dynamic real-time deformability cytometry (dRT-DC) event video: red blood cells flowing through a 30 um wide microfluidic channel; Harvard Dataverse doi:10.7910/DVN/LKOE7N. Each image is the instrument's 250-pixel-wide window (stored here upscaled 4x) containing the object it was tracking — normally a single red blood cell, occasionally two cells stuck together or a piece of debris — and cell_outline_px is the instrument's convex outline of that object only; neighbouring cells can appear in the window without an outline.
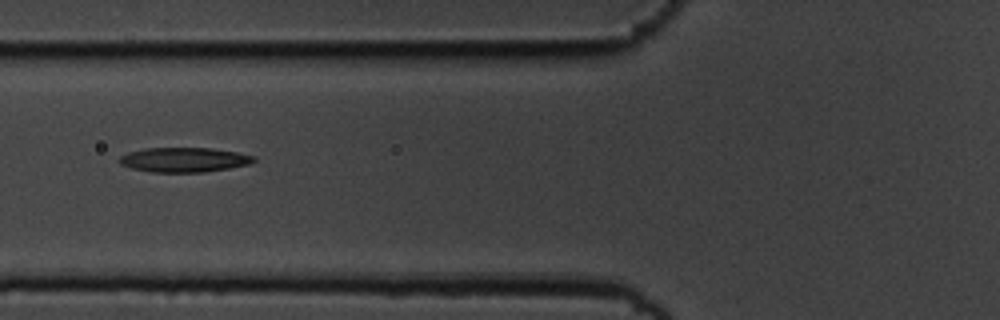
{"species": "common noctule bat (a hibernating species)", "species_latin": "Nyctalus noctula", "temperature_condition": "cold", "stored_images_in_passage": 8, "camera_frame_rate_fps": 3000, "um_per_image_px": 0.085, "animal": {"sex": "male", "body_mass_g": 19.5, "forearm_length_mm": 54.6}, "frame": {"image": 1, "passage_image": 6, "time_ms": 1.667, "image_size_px": [1000, 320], "cell_outline_px": [[256, 160], [248, 164], [228, 168], [204, 172], [152, 172], [132, 168], [120, 164], [116, 160], [120, 156], [128, 152], [144, 148], [212, 148], [236, 152], [256, 156]], "centroid_in_image_um": [15.61, 13.57], "position_along_channel_um": 110.2, "area_um2": 19.31}}
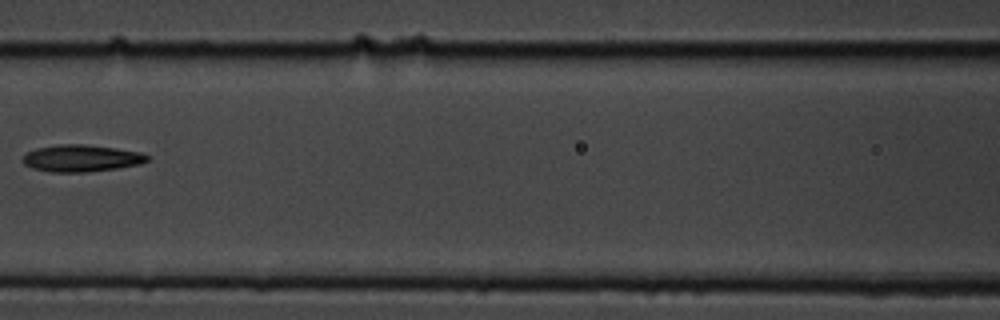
{"frame": {"image": 2, "passage_image": 7, "time_ms": 2.0, "image_size_px": [1000, 320], "cell_outline_px": [[148, 160], [140, 164], [116, 168], [88, 172], [48, 172], [32, 168], [24, 164], [20, 160], [20, 156], [36, 148], [60, 144], [84, 144], [116, 148], [140, 152], [148, 156]], "centroid_in_image_um": [6.85, 13.45], "position_along_channel_um": 159.8, "area_um2": 19.65}}
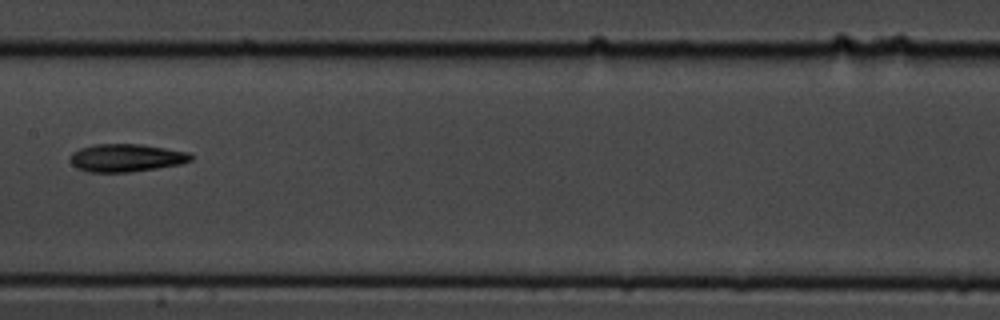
{"frame": {"image": 3, "passage_image": 8, "time_ms": 2.333, "image_size_px": [1000, 320], "cell_outline_px": [[192, 160], [180, 164], [156, 168], [128, 172], [88, 172], [76, 168], [72, 164], [68, 156], [72, 152], [80, 148], [92, 144], [140, 144], [188, 152], [192, 156]], "centroid_in_image_um": [10.67, 13.41], "position_along_channel_um": 196.7, "area_um2": 19.59}}